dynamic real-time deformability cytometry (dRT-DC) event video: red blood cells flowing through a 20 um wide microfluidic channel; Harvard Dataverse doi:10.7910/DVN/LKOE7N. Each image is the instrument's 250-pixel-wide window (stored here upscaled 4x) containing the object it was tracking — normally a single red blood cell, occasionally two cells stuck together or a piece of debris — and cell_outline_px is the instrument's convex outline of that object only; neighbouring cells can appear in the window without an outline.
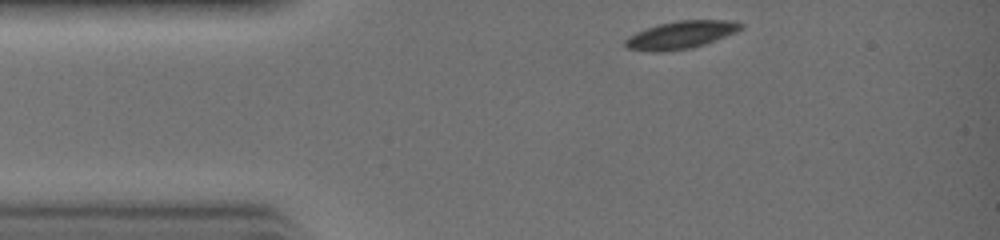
{"species": "common noctule bat (a hibernating species)", "species_latin": "Nyctalus noctula", "temperature_condition": "warm", "stored_images_in_passage": 24, "camera_frame_rate_fps": 3000, "um_per_image_px": 0.085, "animal": {"sex": "female", "body_mass_g": 19.0, "forearm_length_mm": 51.5}, "frame": {"image": 1, "passage_image": 1, "time_ms": 0.0, "image_size_px": [1000, 240], "cell_outline_px": [[744, 28], [736, 32], [704, 44], [692, 48], [664, 52], [652, 52], [628, 48], [624, 44], [624, 40], [628, 36], [636, 32], [660, 24], [676, 20], [732, 20], [744, 24]], "centroid_in_image_um": [57.89, 2.96], "position_along_channel_um": 27.1, "area_um2": 18.67}}
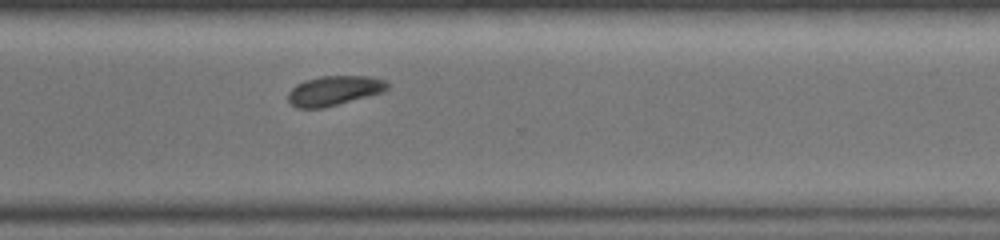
{"frame": {"image": 2, "passage_image": 19, "time_ms": 6.0, "image_size_px": [1000, 240], "cell_outline_px": [[392, 84], [384, 92], [324, 108], [296, 108], [288, 100], [288, 92], [296, 84], [304, 80], [320, 76], [372, 76], [384, 80]], "centroid_in_image_um": [28.43, 7.7], "position_along_channel_um": 342.2, "area_um2": 17.4}}
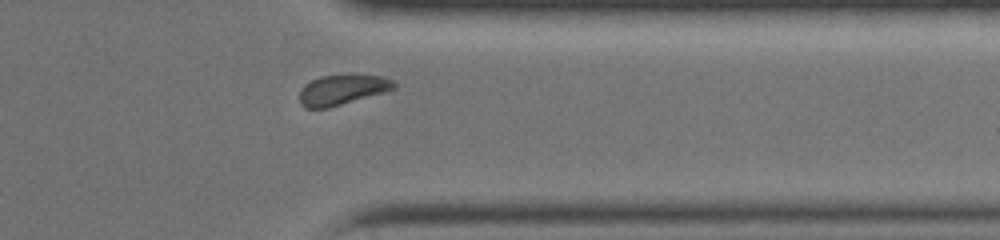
{"frame": {"image": 3, "passage_image": 21, "time_ms": 6.667, "image_size_px": [1000, 240], "cell_outline_px": [[396, 88], [384, 92], [328, 108], [304, 108], [300, 104], [300, 92], [304, 84], [320, 76], [348, 72], [352, 72], [384, 76], [396, 80]], "centroid_in_image_um": [29.14, 7.57], "position_along_channel_um": 382.3, "area_um2": 17.34}}